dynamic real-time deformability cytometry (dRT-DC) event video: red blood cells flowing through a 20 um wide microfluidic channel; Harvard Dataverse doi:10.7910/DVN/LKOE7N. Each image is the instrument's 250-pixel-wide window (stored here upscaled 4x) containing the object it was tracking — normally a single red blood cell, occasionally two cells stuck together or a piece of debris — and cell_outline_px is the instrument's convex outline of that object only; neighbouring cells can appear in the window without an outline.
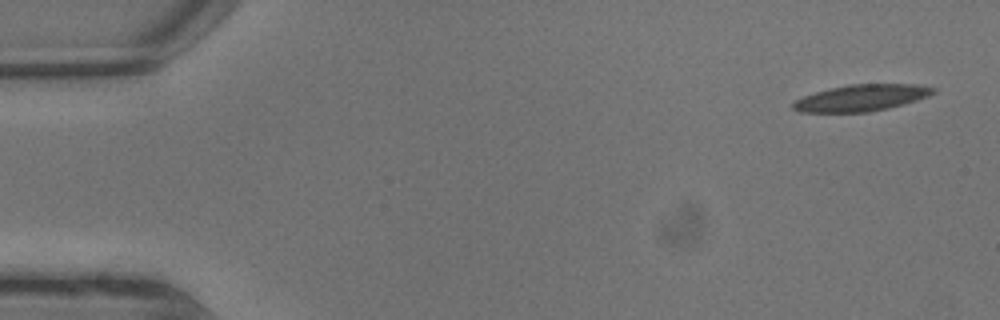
{"species": "common noctule bat (a hibernating species)", "species_latin": "Nyctalus noctula", "temperature_condition": "warm", "stored_images_in_passage": 7, "camera_frame_rate_fps": 3000, "um_per_image_px": 0.085, "animal": {"sex": "male", "body_mass_g": 13.3}, "frame": {"image": 1, "passage_image": 1, "time_ms": 0.0, "image_size_px": [1000, 320], "cell_outline_px": [[936, 92], [928, 96], [916, 100], [888, 108], [868, 112], [800, 112], [792, 108], [792, 104], [796, 100], [804, 96], [816, 92], [848, 84], [916, 84], [936, 88]], "centroid_in_image_um": [73.23, 8.31], "position_along_channel_um": 11.8, "area_um2": 21.44}}
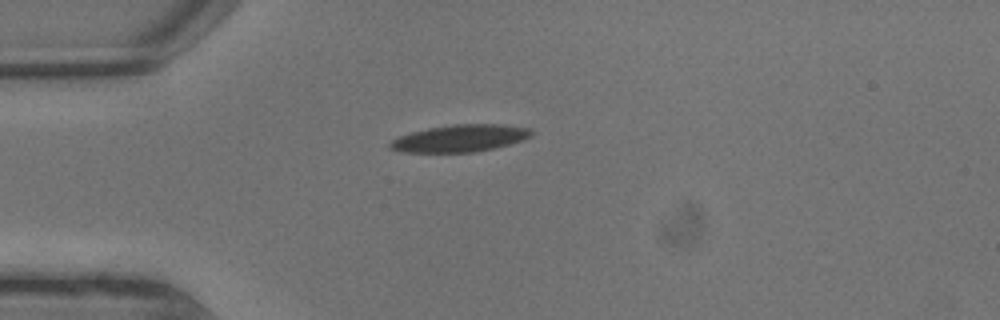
{"frame": {"image": 2, "passage_image": 5, "time_ms": 1.333, "image_size_px": [1000, 320], "cell_outline_px": [[532, 136], [524, 140], [492, 148], [472, 152], [404, 152], [388, 148], [388, 144], [392, 140], [400, 136], [412, 132], [428, 128], [452, 124], [500, 124], [528, 128], [532, 132]], "centroid_in_image_um": [39.08, 11.75], "position_along_channel_um": 45.9, "area_um2": 22.14}}
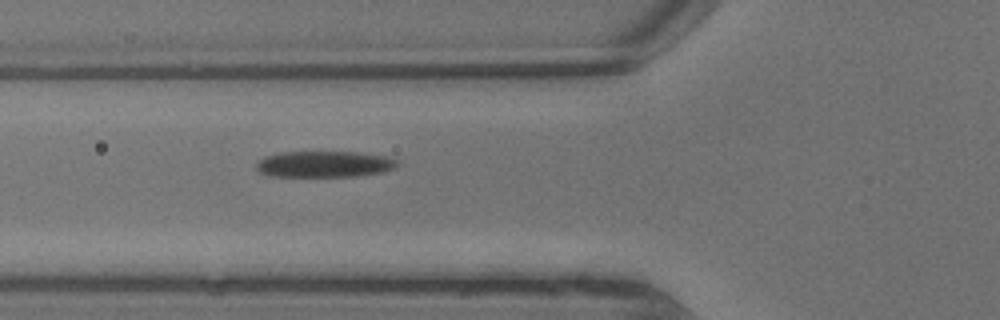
{"frame": {"image": 3, "passage_image": 7, "time_ms": 2.0, "image_size_px": [1000, 320], "cell_outline_px": [[400, 164], [384, 172], [360, 176], [268, 176], [260, 172], [256, 168], [256, 164], [264, 156], [280, 152], [360, 152], [388, 156], [400, 160]], "centroid_in_image_um": [27.62, 13.95], "position_along_channel_um": 98.2, "area_um2": 21.79}}